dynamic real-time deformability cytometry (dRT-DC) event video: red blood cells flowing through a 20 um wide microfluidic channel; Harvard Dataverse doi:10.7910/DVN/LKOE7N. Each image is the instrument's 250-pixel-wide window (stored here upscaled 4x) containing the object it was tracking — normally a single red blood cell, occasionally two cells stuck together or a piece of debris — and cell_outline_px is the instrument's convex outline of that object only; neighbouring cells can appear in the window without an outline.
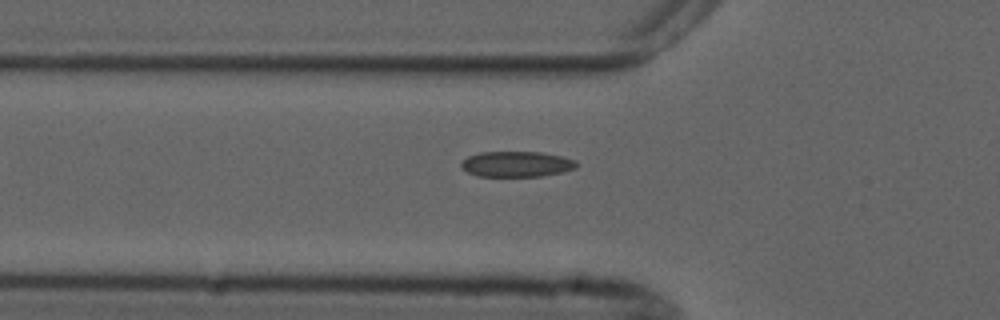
{"species": "common noctule bat (a hibernating species)", "species_latin": "Nyctalus noctula", "temperature_condition": "cold", "stored_images_in_passage": 6, "camera_frame_rate_fps": 3000, "um_per_image_px": 0.085, "animal": {"sex": "male", "forearm_length_mm": 52.5}, "frame": {"image": 1, "passage_image": 5, "time_ms": 5.667, "image_size_px": [1000, 320], "cell_outline_px": [[580, 164], [576, 168], [564, 172], [540, 176], [476, 176], [468, 172], [460, 164], [468, 156], [480, 152], [540, 152], [560, 156], [576, 160]], "centroid_in_image_um": [43.95, 13.95], "position_along_channel_um": 81.8, "area_um2": 17.17}}
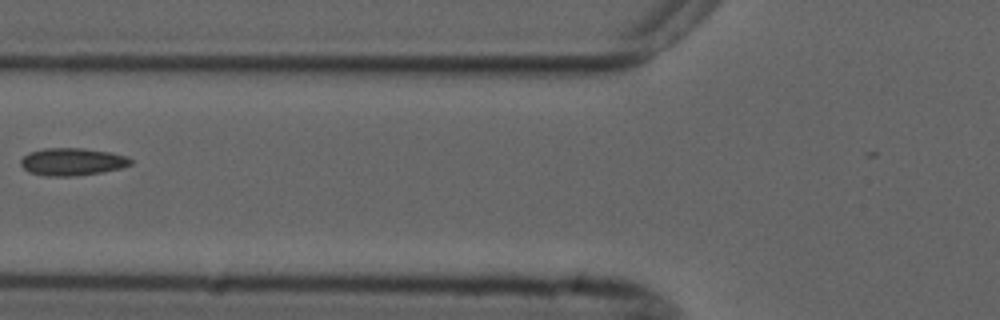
{"frame": {"image": 2, "passage_image": 6, "time_ms": 6.667, "image_size_px": [1000, 320], "cell_outline_px": [[132, 164], [120, 168], [100, 172], [72, 176], [44, 176], [28, 172], [20, 164], [20, 160], [28, 152], [44, 148], [80, 148], [112, 152], [128, 156], [132, 160]], "centroid_in_image_um": [6.12, 13.74], "position_along_channel_um": 119.7, "area_um2": 17.69}}